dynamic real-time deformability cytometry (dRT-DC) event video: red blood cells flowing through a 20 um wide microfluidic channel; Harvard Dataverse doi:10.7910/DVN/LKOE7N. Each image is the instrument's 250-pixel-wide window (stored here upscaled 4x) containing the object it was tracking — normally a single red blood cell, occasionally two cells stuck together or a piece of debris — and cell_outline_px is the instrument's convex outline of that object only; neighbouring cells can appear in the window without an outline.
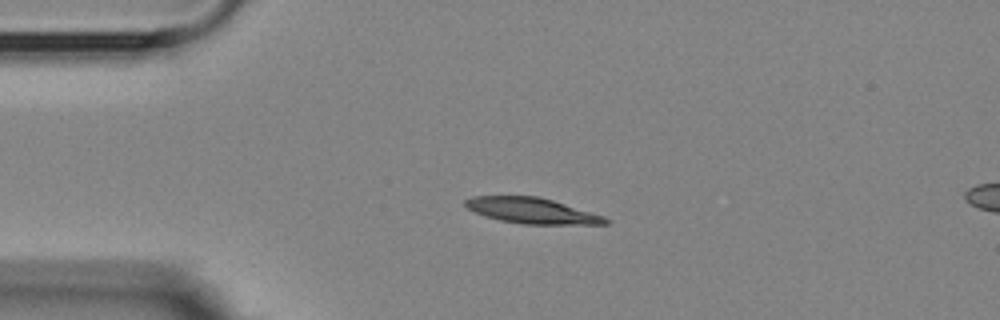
{"species": "Egyptian fruit bat (a non-hibernating species)", "species_latin": "Rousettus aegyptiacus", "temperature_condition": "room temperature", "stored_images_in_passage": 4, "camera_frame_rate_fps": 3000, "um_per_image_px": 0.085, "animal": {"sex": "female"}, "frame": {"image": 1, "passage_image": 3, "time_ms": 3.0, "image_size_px": [1000, 320], "cell_outline_px": [[612, 220], [608, 224], [524, 224], [500, 220], [484, 216], [468, 208], [464, 204], [464, 200], [472, 196], [540, 196], [604, 216]], "centroid_in_image_um": [45.23, 17.9], "position_along_channel_um": 39.8, "area_um2": 20.92}}